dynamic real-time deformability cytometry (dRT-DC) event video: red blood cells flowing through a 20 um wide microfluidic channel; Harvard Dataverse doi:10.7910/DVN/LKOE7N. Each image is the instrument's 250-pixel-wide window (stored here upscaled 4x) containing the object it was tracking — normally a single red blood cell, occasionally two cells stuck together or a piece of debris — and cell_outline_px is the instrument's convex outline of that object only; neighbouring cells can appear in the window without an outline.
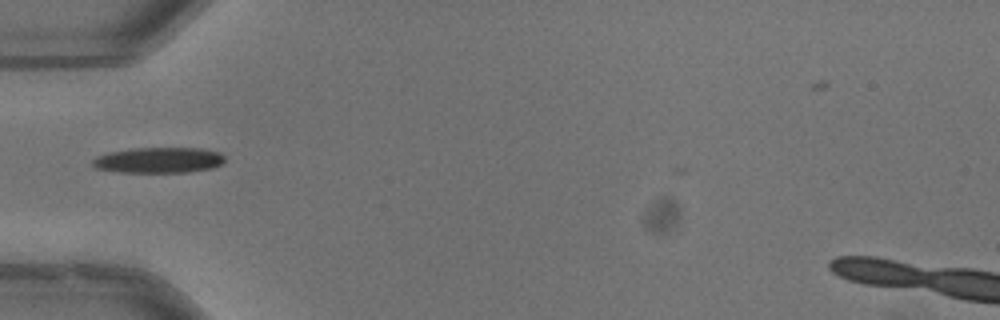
{"species": "common noctule bat (a hibernating species)", "species_latin": "Nyctalus noctula", "temperature_condition": "warm", "stored_images_in_passage": 39, "camera_frame_rate_fps": 3000, "um_per_image_px": 0.085, "animal": {"sex": "male", "body_mass_g": 13.3}, "frame": {"image": 1, "passage_image": 5, "time_ms": 1.333, "image_size_px": [1000, 320], "cell_outline_px": [[224, 160], [220, 164], [212, 168], [188, 172], [120, 172], [96, 168], [92, 164], [92, 160], [96, 156], [108, 152], [132, 148], [200, 148], [220, 152], [224, 156]], "centroid_in_image_um": [13.48, 13.6], "position_along_channel_um": 71.5, "area_um2": 19.77}, "authors_computed_cell_mechanics": {"area_um2": 19.4208, "velocity_mm_per_s": 3.9929, "shape_relaxation_time_tau1_ms": 7.1942, "shape_relaxation_time_tau2_ms": null, "deformation_change_tau1": 0.1911, "deformation_change_tau2": null}}